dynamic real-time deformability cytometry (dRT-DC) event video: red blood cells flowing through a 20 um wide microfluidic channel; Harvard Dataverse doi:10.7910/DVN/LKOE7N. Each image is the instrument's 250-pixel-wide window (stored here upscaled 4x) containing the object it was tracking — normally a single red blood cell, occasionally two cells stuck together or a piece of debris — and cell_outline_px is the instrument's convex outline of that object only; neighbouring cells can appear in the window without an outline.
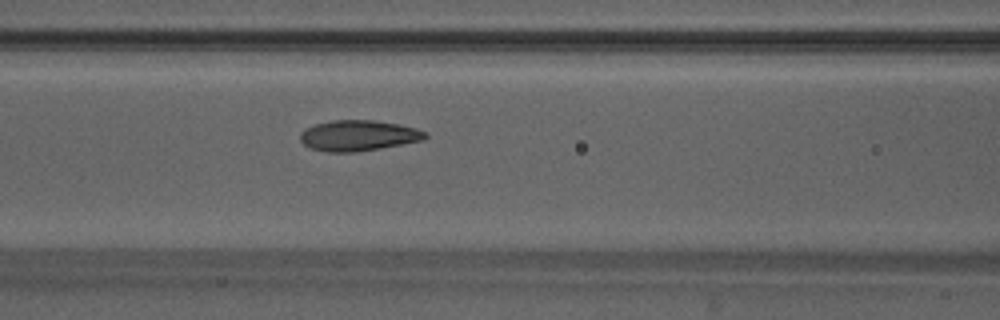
{"species": "Egyptian fruit bat (a non-hibernating species)", "species_latin": "Rousettus aegyptiacus", "temperature_condition": "warm", "stored_images_in_passage": 50, "camera_frame_rate_fps": 3000, "um_per_image_px": 0.085, "animal": {"sex": "male"}, "frame": {"image": 1, "passage_image": 22, "time_ms": 7.0, "image_size_px": [1000, 320], "cell_outline_px": [[428, 136], [424, 140], [380, 148], [356, 152], [324, 152], [312, 148], [304, 144], [300, 140], [300, 132], [304, 128], [316, 124], [332, 120], [376, 120], [400, 124], [416, 128], [428, 132]], "centroid_in_image_um": [30.48, 11.52], "position_along_channel_um": 136.1, "area_um2": 22.54}}
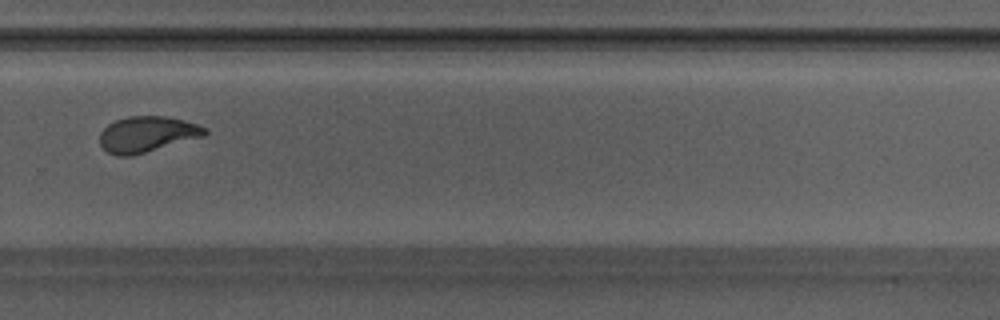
{"frame": {"image": 2, "passage_image": 35, "time_ms": 11.333, "image_size_px": [1000, 320], "cell_outline_px": [[208, 132], [204, 136], [132, 156], [116, 156], [108, 152], [100, 144], [100, 132], [108, 124], [116, 120], [128, 116], [168, 116], [184, 120], [208, 128]], "centroid_in_image_um": [12.51, 11.41], "position_along_channel_um": 317.3, "area_um2": 21.96}}
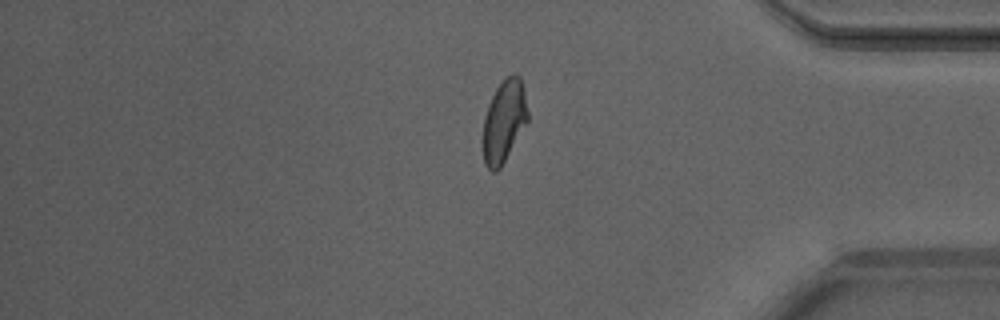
{"frame": {"image": 3, "passage_image": 42, "time_ms": 13.667, "image_size_px": [1000, 320], "cell_outline_px": [[528, 120], [500, 168], [496, 172], [492, 172], [484, 164], [484, 116], [488, 104], [496, 88], [512, 72], [516, 72], [520, 76], [524, 88], [528, 112]], "centroid_in_image_um": [42.86, 10.26], "position_along_channel_um": 392.3, "area_um2": 21.27}, "authors_computed_cell_mechanics": {"area_um2": 21.964, "velocity_mm_per_s": 4.1921, "shape_relaxation_time_tau1_ms": 3.4941, "shape_relaxation_time_tau2_ms": 0.804, "deformation_change_tau1": 0.1606, "deformation_change_tau2": 0.0617}}